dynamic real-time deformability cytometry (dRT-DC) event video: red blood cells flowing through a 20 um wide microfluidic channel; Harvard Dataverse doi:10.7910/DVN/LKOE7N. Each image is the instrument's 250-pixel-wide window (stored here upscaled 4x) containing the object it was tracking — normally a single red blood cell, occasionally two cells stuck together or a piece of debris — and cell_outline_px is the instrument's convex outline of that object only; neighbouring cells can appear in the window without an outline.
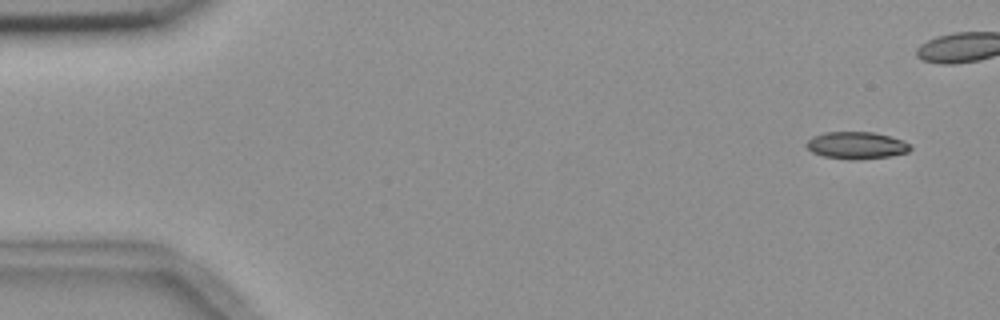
{"species": "common noctule bat (a hibernating species)", "species_latin": "Nyctalus noctula", "temperature_condition": "room temperature", "stored_images_in_passage": 5, "camera_frame_rate_fps": 3000, "um_per_image_px": 0.085, "animal": {"sex": "female", "body_mass_g": 18.4}, "frame": {"image": 1, "passage_image": 1, "time_ms": 0.0, "image_size_px": [1000, 320], "cell_outline_px": [[912, 148], [908, 152], [888, 156], [852, 160], [824, 156], [812, 152], [804, 144], [812, 136], [824, 132], [872, 132], [904, 140], [912, 144]], "centroid_in_image_um": [72.8, 12.35], "position_along_channel_um": 12.2, "area_um2": 16.42}}
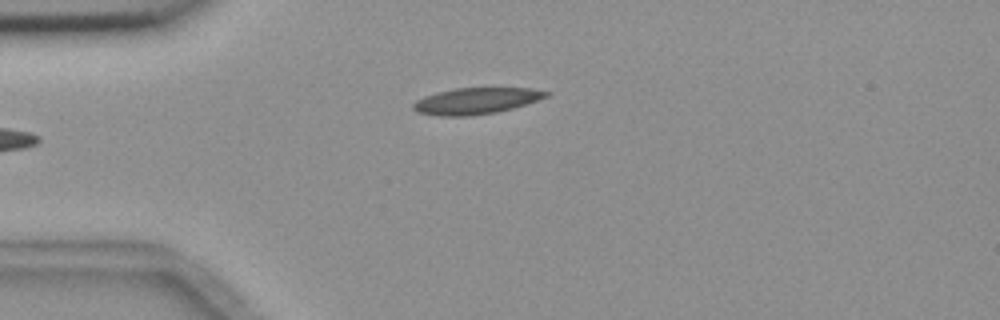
{"frame": {"image": 2, "passage_image": 5, "time_ms": 5.333, "image_size_px": [1000, 320], "cell_outline_px": [[552, 92], [548, 96], [512, 108], [496, 112], [468, 116], [440, 116], [416, 112], [412, 108], [412, 104], [416, 100], [424, 96], [436, 92], [456, 88], [532, 88]], "centroid_in_image_um": [40.43, 8.57], "position_along_channel_um": 44.6, "area_um2": 20.35}}